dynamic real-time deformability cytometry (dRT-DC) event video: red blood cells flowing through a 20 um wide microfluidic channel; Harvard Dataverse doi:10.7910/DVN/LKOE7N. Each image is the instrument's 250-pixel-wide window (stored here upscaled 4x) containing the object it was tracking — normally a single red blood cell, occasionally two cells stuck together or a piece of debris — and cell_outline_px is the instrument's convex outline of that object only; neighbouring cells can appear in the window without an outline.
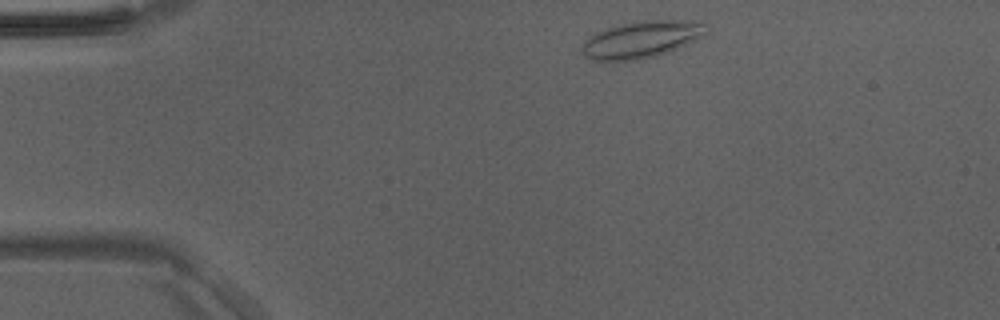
{"species": "Egyptian fruit bat (a non-hibernating species)", "species_latin": "Rousettus aegyptiacus", "temperature_condition": "room temperature", "stored_images_in_passage": 42, "camera_frame_rate_fps": 3000, "um_per_image_px": 0.085, "animal": {"sex": "male"}, "frame": {"image": 1, "passage_image": 2, "time_ms": 0.333, "image_size_px": [1000, 320], "cell_outline_px": [[704, 36], [676, 48], [656, 56], [636, 60], [592, 60], [584, 56], [580, 52], [580, 48], [584, 40], [596, 32], [604, 28], [644, 20], [672, 20], [700, 24], [704, 32]], "centroid_in_image_um": [54.37, 3.38], "position_along_channel_um": 30.6, "area_um2": 26.01}}
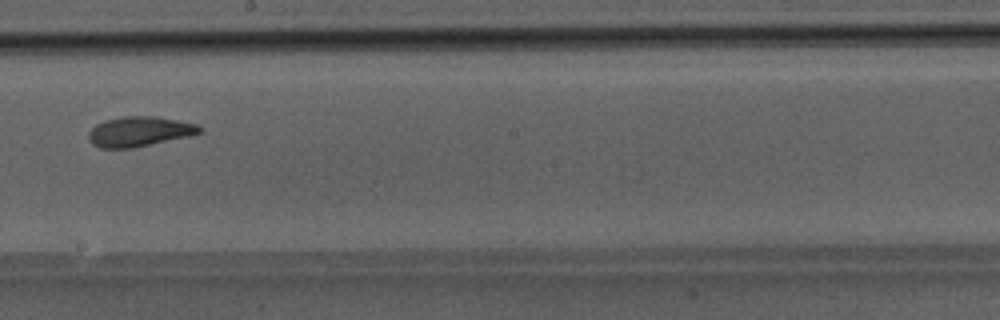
{"frame": {"image": 2, "passage_image": 21, "time_ms": 6.667, "image_size_px": [1000, 320], "cell_outline_px": [[204, 132], [192, 136], [132, 148], [100, 148], [92, 144], [88, 140], [88, 132], [96, 124], [104, 120], [124, 116], [156, 116], [196, 124], [204, 128]], "centroid_in_image_um": [11.87, 11.18], "position_along_channel_um": 236.3, "area_um2": 19.65}}
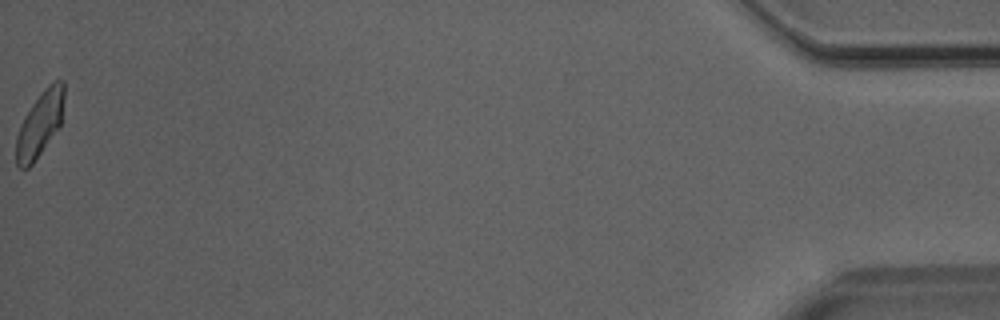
{"frame": {"image": 3, "passage_image": 42, "time_ms": 13.667, "image_size_px": [1000, 320], "cell_outline_px": [[64, 96], [60, 124], [32, 164], [28, 168], [20, 168], [16, 164], [16, 136], [20, 124], [24, 116], [40, 92], [48, 84], [56, 80], [64, 80]], "centroid_in_image_um": [3.36, 10.51], "position_along_channel_um": 431.8, "area_um2": 17.92}}